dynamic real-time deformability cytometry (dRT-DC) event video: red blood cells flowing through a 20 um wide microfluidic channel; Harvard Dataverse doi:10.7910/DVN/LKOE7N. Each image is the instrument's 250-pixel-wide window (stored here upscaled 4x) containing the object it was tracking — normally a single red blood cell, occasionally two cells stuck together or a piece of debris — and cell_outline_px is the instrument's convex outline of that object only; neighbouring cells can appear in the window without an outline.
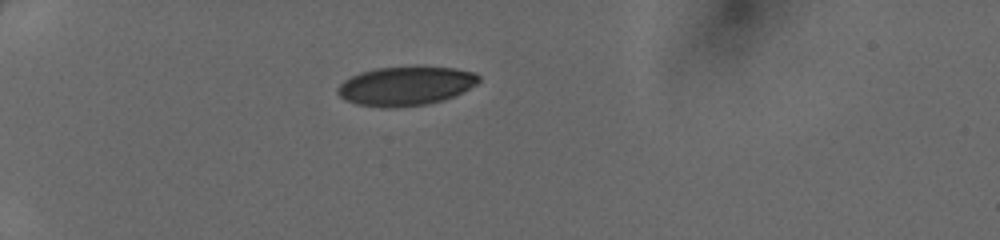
{"species": "human", "species_latin": "Homo sapiens", "temperature_condition": "cold", "stored_images_in_passage": 34, "camera_frame_rate_fps": 3000, "um_per_image_px": 0.085, "donor": {"sex": "female"}, "frame": {"image": 1, "passage_image": 1, "time_ms": 0.0, "image_size_px": [1000, 240], "cell_outline_px": [[480, 80], [476, 84], [444, 100], [424, 104], [396, 108], [380, 108], [356, 104], [344, 100], [336, 92], [336, 88], [344, 80], [360, 72], [376, 68], [416, 64], [456, 68], [476, 72], [480, 76]], "centroid_in_image_um": [34.47, 7.27], "position_along_channel_um": 50.5, "area_um2": 32.95}}
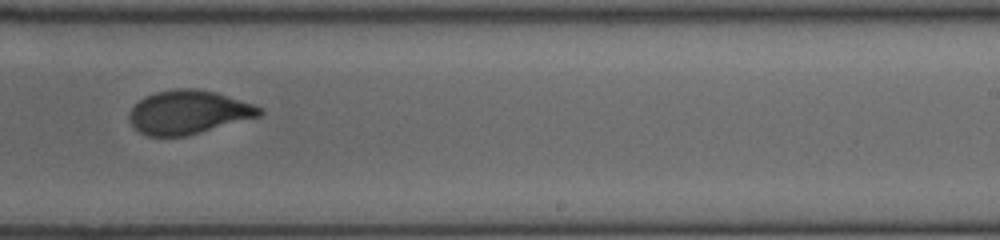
{"frame": {"image": 2, "passage_image": 19, "time_ms": 6.0, "image_size_px": [1000, 240], "cell_outline_px": [[264, 112], [260, 116], [200, 132], [184, 136], [148, 136], [140, 132], [132, 124], [128, 116], [128, 112], [140, 100], [156, 92], [176, 88], [196, 88], [216, 92], [252, 104], [260, 108]], "centroid_in_image_um": [16.01, 9.53], "position_along_channel_um": 273.0, "area_um2": 32.71}}
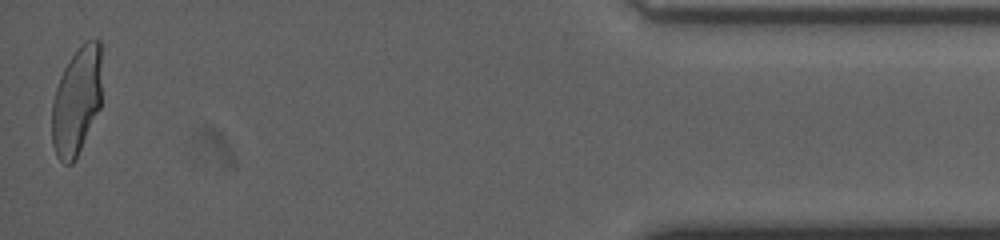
{"frame": {"image": 3, "passage_image": 34, "time_ms": 11.0, "image_size_px": [1000, 240], "cell_outline_px": [[100, 108], [72, 164], [64, 164], [56, 156], [52, 144], [52, 104], [56, 88], [60, 76], [64, 68], [72, 56], [84, 40], [100, 40]], "centroid_in_image_um": [6.49, 8.59], "position_along_channel_um": 428.7, "area_um2": 30.98}}